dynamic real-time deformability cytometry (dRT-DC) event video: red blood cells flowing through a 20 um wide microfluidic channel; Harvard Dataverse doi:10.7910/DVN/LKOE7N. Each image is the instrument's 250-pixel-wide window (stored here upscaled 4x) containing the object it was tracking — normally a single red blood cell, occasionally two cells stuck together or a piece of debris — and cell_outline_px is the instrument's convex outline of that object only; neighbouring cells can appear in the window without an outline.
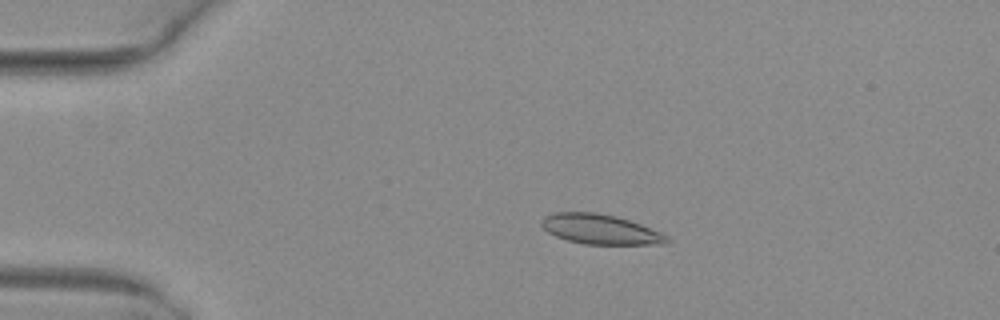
{"species": "common noctule bat (a hibernating species)", "species_latin": "Nyctalus noctula", "temperature_condition": "warm", "stored_images_in_passage": 52, "camera_frame_rate_fps": 3000, "um_per_image_px": 0.085, "animal": {"sex": "female", "body_mass_g": 29.2, "forearm_length_mm": 56.3}, "frame": {"image": 1, "passage_image": 11, "time_ms": 3.333, "image_size_px": [1000, 320], "cell_outline_px": [[672, 240], [668, 244], [584, 244], [568, 240], [556, 236], [548, 232], [540, 224], [540, 220], [544, 216], [556, 212], [596, 212], [616, 216], [640, 224], [660, 232], [668, 236]], "centroid_in_image_um": [51.03, 19.49], "position_along_channel_um": 34.0, "area_um2": 21.85}}
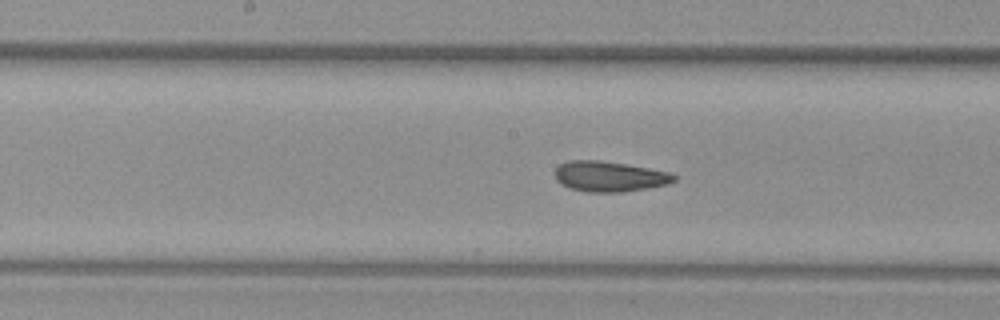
{"frame": {"image": 2, "passage_image": 27, "time_ms": 8.667, "image_size_px": [1000, 320], "cell_outline_px": [[676, 180], [668, 184], [648, 188], [620, 192], [588, 192], [568, 188], [560, 184], [556, 180], [556, 168], [560, 164], [568, 160], [600, 160], [648, 168], [668, 172], [676, 176]], "centroid_in_image_um": [51.77, 15.0], "position_along_channel_um": 196.4, "area_um2": 21.04}}
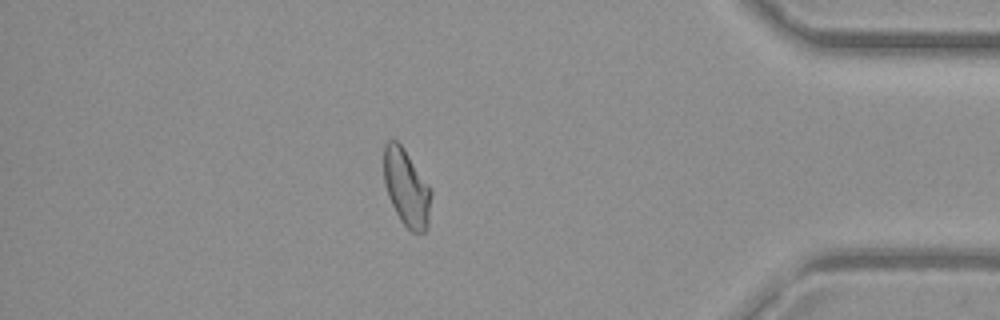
{"frame": {"image": 3, "passage_image": 45, "time_ms": 14.667, "image_size_px": [1000, 320], "cell_outline_px": [[432, 192], [428, 228], [424, 232], [412, 232], [400, 220], [388, 196], [384, 184], [384, 144], [388, 140], [396, 140], [404, 148], [432, 188]], "centroid_in_image_um": [34.57, 15.95], "position_along_channel_um": 400.6, "area_um2": 21.44}, "authors_computed_cell_mechanics": {"area_um2": 21.4438, "velocity_mm_per_s": 4.024, "shape_relaxation_time_tau1_ms": null, "shape_relaxation_time_tau2_ms": 1.7303, "deformation_change_tau1": null, "deformation_change_tau2": 0.0861}}